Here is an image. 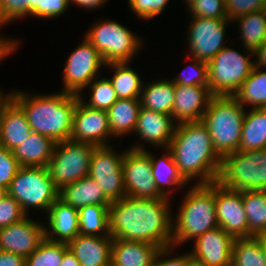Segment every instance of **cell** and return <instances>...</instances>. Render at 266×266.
<instances>
[{"mask_svg":"<svg viewBox=\"0 0 266 266\" xmlns=\"http://www.w3.org/2000/svg\"><path fill=\"white\" fill-rule=\"evenodd\" d=\"M126 196L137 199H163L153 175L150 155L144 146H134L125 151L122 160Z\"/></svg>","mask_w":266,"mask_h":266,"instance_id":"cell-11","label":"cell"},{"mask_svg":"<svg viewBox=\"0 0 266 266\" xmlns=\"http://www.w3.org/2000/svg\"><path fill=\"white\" fill-rule=\"evenodd\" d=\"M174 247H175L174 245H171L160 248V250L157 252L154 258L152 266H187L189 261L192 259L191 252L173 258L172 257L167 259L164 258L166 257V255L169 254V252L172 253L171 250Z\"/></svg>","mask_w":266,"mask_h":266,"instance_id":"cell-47","label":"cell"},{"mask_svg":"<svg viewBox=\"0 0 266 266\" xmlns=\"http://www.w3.org/2000/svg\"><path fill=\"white\" fill-rule=\"evenodd\" d=\"M10 97L24 111L33 132L47 136L55 143L70 139L79 95L61 91L29 97L26 92L12 91Z\"/></svg>","mask_w":266,"mask_h":266,"instance_id":"cell-3","label":"cell"},{"mask_svg":"<svg viewBox=\"0 0 266 266\" xmlns=\"http://www.w3.org/2000/svg\"><path fill=\"white\" fill-rule=\"evenodd\" d=\"M140 107V99H118L107 110L111 136L134 132Z\"/></svg>","mask_w":266,"mask_h":266,"instance_id":"cell-28","label":"cell"},{"mask_svg":"<svg viewBox=\"0 0 266 266\" xmlns=\"http://www.w3.org/2000/svg\"><path fill=\"white\" fill-rule=\"evenodd\" d=\"M68 245L44 239L39 247L26 258L25 266H59Z\"/></svg>","mask_w":266,"mask_h":266,"instance_id":"cell-37","label":"cell"},{"mask_svg":"<svg viewBox=\"0 0 266 266\" xmlns=\"http://www.w3.org/2000/svg\"><path fill=\"white\" fill-rule=\"evenodd\" d=\"M2 94L1 90H0V110L2 105L10 98V93L9 94Z\"/></svg>","mask_w":266,"mask_h":266,"instance_id":"cell-54","label":"cell"},{"mask_svg":"<svg viewBox=\"0 0 266 266\" xmlns=\"http://www.w3.org/2000/svg\"><path fill=\"white\" fill-rule=\"evenodd\" d=\"M94 148L93 144L71 139L55 144L47 169L58 191L89 175Z\"/></svg>","mask_w":266,"mask_h":266,"instance_id":"cell-9","label":"cell"},{"mask_svg":"<svg viewBox=\"0 0 266 266\" xmlns=\"http://www.w3.org/2000/svg\"><path fill=\"white\" fill-rule=\"evenodd\" d=\"M58 198L74 208L87 205H110L112 202L100 189V185L90 176H86L59 190Z\"/></svg>","mask_w":266,"mask_h":266,"instance_id":"cell-25","label":"cell"},{"mask_svg":"<svg viewBox=\"0 0 266 266\" xmlns=\"http://www.w3.org/2000/svg\"><path fill=\"white\" fill-rule=\"evenodd\" d=\"M32 221L28 216L0 229V250L12 252L25 259L45 239V226Z\"/></svg>","mask_w":266,"mask_h":266,"instance_id":"cell-17","label":"cell"},{"mask_svg":"<svg viewBox=\"0 0 266 266\" xmlns=\"http://www.w3.org/2000/svg\"><path fill=\"white\" fill-rule=\"evenodd\" d=\"M227 18L234 22L240 16L266 9V0H225Z\"/></svg>","mask_w":266,"mask_h":266,"instance_id":"cell-42","label":"cell"},{"mask_svg":"<svg viewBox=\"0 0 266 266\" xmlns=\"http://www.w3.org/2000/svg\"><path fill=\"white\" fill-rule=\"evenodd\" d=\"M168 198L137 199L126 196L109 206V231L113 239L157 245H172V224Z\"/></svg>","mask_w":266,"mask_h":266,"instance_id":"cell-1","label":"cell"},{"mask_svg":"<svg viewBox=\"0 0 266 266\" xmlns=\"http://www.w3.org/2000/svg\"><path fill=\"white\" fill-rule=\"evenodd\" d=\"M125 151L117 154L110 145L95 146L90 161L89 175L105 193L115 202L126 197L122 160Z\"/></svg>","mask_w":266,"mask_h":266,"instance_id":"cell-12","label":"cell"},{"mask_svg":"<svg viewBox=\"0 0 266 266\" xmlns=\"http://www.w3.org/2000/svg\"><path fill=\"white\" fill-rule=\"evenodd\" d=\"M266 149V108L246 113L242 126L239 151Z\"/></svg>","mask_w":266,"mask_h":266,"instance_id":"cell-29","label":"cell"},{"mask_svg":"<svg viewBox=\"0 0 266 266\" xmlns=\"http://www.w3.org/2000/svg\"><path fill=\"white\" fill-rule=\"evenodd\" d=\"M105 65L99 51L85 38L66 61L62 91L81 95L82 89L96 78L101 66Z\"/></svg>","mask_w":266,"mask_h":266,"instance_id":"cell-13","label":"cell"},{"mask_svg":"<svg viewBox=\"0 0 266 266\" xmlns=\"http://www.w3.org/2000/svg\"><path fill=\"white\" fill-rule=\"evenodd\" d=\"M20 167L12 151L0 146V187L7 190Z\"/></svg>","mask_w":266,"mask_h":266,"instance_id":"cell-43","label":"cell"},{"mask_svg":"<svg viewBox=\"0 0 266 266\" xmlns=\"http://www.w3.org/2000/svg\"><path fill=\"white\" fill-rule=\"evenodd\" d=\"M257 237L260 239L261 244L266 251V231L261 232Z\"/></svg>","mask_w":266,"mask_h":266,"instance_id":"cell-53","label":"cell"},{"mask_svg":"<svg viewBox=\"0 0 266 266\" xmlns=\"http://www.w3.org/2000/svg\"><path fill=\"white\" fill-rule=\"evenodd\" d=\"M7 194V190L0 187V200Z\"/></svg>","mask_w":266,"mask_h":266,"instance_id":"cell-56","label":"cell"},{"mask_svg":"<svg viewBox=\"0 0 266 266\" xmlns=\"http://www.w3.org/2000/svg\"><path fill=\"white\" fill-rule=\"evenodd\" d=\"M88 87L91 90V98L84 104L91 108L107 111L118 100L109 78L92 81Z\"/></svg>","mask_w":266,"mask_h":266,"instance_id":"cell-38","label":"cell"},{"mask_svg":"<svg viewBox=\"0 0 266 266\" xmlns=\"http://www.w3.org/2000/svg\"><path fill=\"white\" fill-rule=\"evenodd\" d=\"M59 266H81V264L79 263V261L76 258V256L68 248L64 252V256H63L62 262L60 263Z\"/></svg>","mask_w":266,"mask_h":266,"instance_id":"cell-52","label":"cell"},{"mask_svg":"<svg viewBox=\"0 0 266 266\" xmlns=\"http://www.w3.org/2000/svg\"><path fill=\"white\" fill-rule=\"evenodd\" d=\"M70 5L69 0H35V17L51 19L58 17Z\"/></svg>","mask_w":266,"mask_h":266,"instance_id":"cell-46","label":"cell"},{"mask_svg":"<svg viewBox=\"0 0 266 266\" xmlns=\"http://www.w3.org/2000/svg\"><path fill=\"white\" fill-rule=\"evenodd\" d=\"M242 202L248 219V237L266 231V190H244Z\"/></svg>","mask_w":266,"mask_h":266,"instance_id":"cell-31","label":"cell"},{"mask_svg":"<svg viewBox=\"0 0 266 266\" xmlns=\"http://www.w3.org/2000/svg\"><path fill=\"white\" fill-rule=\"evenodd\" d=\"M218 226L234 239L248 237V219L242 202V191L225 188L215 182Z\"/></svg>","mask_w":266,"mask_h":266,"instance_id":"cell-15","label":"cell"},{"mask_svg":"<svg viewBox=\"0 0 266 266\" xmlns=\"http://www.w3.org/2000/svg\"><path fill=\"white\" fill-rule=\"evenodd\" d=\"M30 14L35 16V0H0V28Z\"/></svg>","mask_w":266,"mask_h":266,"instance_id":"cell-39","label":"cell"},{"mask_svg":"<svg viewBox=\"0 0 266 266\" xmlns=\"http://www.w3.org/2000/svg\"><path fill=\"white\" fill-rule=\"evenodd\" d=\"M176 221V222H175ZM172 224V245L196 240L208 230L218 227L215 182L194 185L187 191Z\"/></svg>","mask_w":266,"mask_h":266,"instance_id":"cell-4","label":"cell"},{"mask_svg":"<svg viewBox=\"0 0 266 266\" xmlns=\"http://www.w3.org/2000/svg\"><path fill=\"white\" fill-rule=\"evenodd\" d=\"M47 215L49 228L45 227L46 239L68 244L80 234L77 208L58 198L49 207Z\"/></svg>","mask_w":266,"mask_h":266,"instance_id":"cell-22","label":"cell"},{"mask_svg":"<svg viewBox=\"0 0 266 266\" xmlns=\"http://www.w3.org/2000/svg\"><path fill=\"white\" fill-rule=\"evenodd\" d=\"M84 101L79 95L70 139L95 146L109 145L107 138L110 137L111 131L107 111L91 108L84 104Z\"/></svg>","mask_w":266,"mask_h":266,"instance_id":"cell-16","label":"cell"},{"mask_svg":"<svg viewBox=\"0 0 266 266\" xmlns=\"http://www.w3.org/2000/svg\"><path fill=\"white\" fill-rule=\"evenodd\" d=\"M231 266H266V251L257 236L234 240Z\"/></svg>","mask_w":266,"mask_h":266,"instance_id":"cell-36","label":"cell"},{"mask_svg":"<svg viewBox=\"0 0 266 266\" xmlns=\"http://www.w3.org/2000/svg\"><path fill=\"white\" fill-rule=\"evenodd\" d=\"M188 32L191 57L209 63L223 47L228 18L191 17Z\"/></svg>","mask_w":266,"mask_h":266,"instance_id":"cell-14","label":"cell"},{"mask_svg":"<svg viewBox=\"0 0 266 266\" xmlns=\"http://www.w3.org/2000/svg\"><path fill=\"white\" fill-rule=\"evenodd\" d=\"M128 62L109 63L105 66L114 68V75L110 82L118 96V99H139L143 88V82L138 73L128 66Z\"/></svg>","mask_w":266,"mask_h":266,"instance_id":"cell-32","label":"cell"},{"mask_svg":"<svg viewBox=\"0 0 266 266\" xmlns=\"http://www.w3.org/2000/svg\"><path fill=\"white\" fill-rule=\"evenodd\" d=\"M234 240L219 226L208 230L194 240L192 258L203 266H231Z\"/></svg>","mask_w":266,"mask_h":266,"instance_id":"cell-18","label":"cell"},{"mask_svg":"<svg viewBox=\"0 0 266 266\" xmlns=\"http://www.w3.org/2000/svg\"><path fill=\"white\" fill-rule=\"evenodd\" d=\"M159 250L151 243L113 239L111 266H152Z\"/></svg>","mask_w":266,"mask_h":266,"instance_id":"cell-24","label":"cell"},{"mask_svg":"<svg viewBox=\"0 0 266 266\" xmlns=\"http://www.w3.org/2000/svg\"><path fill=\"white\" fill-rule=\"evenodd\" d=\"M112 243L111 236L79 234L67 245L81 266H111Z\"/></svg>","mask_w":266,"mask_h":266,"instance_id":"cell-23","label":"cell"},{"mask_svg":"<svg viewBox=\"0 0 266 266\" xmlns=\"http://www.w3.org/2000/svg\"><path fill=\"white\" fill-rule=\"evenodd\" d=\"M32 132L24 111L10 97L0 110V146L12 151Z\"/></svg>","mask_w":266,"mask_h":266,"instance_id":"cell-21","label":"cell"},{"mask_svg":"<svg viewBox=\"0 0 266 266\" xmlns=\"http://www.w3.org/2000/svg\"><path fill=\"white\" fill-rule=\"evenodd\" d=\"M254 55L257 60L254 61V66L264 69L266 67V41L254 51Z\"/></svg>","mask_w":266,"mask_h":266,"instance_id":"cell-50","label":"cell"},{"mask_svg":"<svg viewBox=\"0 0 266 266\" xmlns=\"http://www.w3.org/2000/svg\"><path fill=\"white\" fill-rule=\"evenodd\" d=\"M169 0H128V6L139 18L148 20L158 16Z\"/></svg>","mask_w":266,"mask_h":266,"instance_id":"cell-45","label":"cell"},{"mask_svg":"<svg viewBox=\"0 0 266 266\" xmlns=\"http://www.w3.org/2000/svg\"><path fill=\"white\" fill-rule=\"evenodd\" d=\"M151 158V166H152V175L155 181V184L159 190V192L166 198H169L170 189L165 190L166 187H173L178 188L181 187L187 182L182 178L179 174L178 168L174 162L172 153L167 148V155L166 153L162 155V158L155 159L151 153L145 150ZM166 155V156H165Z\"/></svg>","mask_w":266,"mask_h":266,"instance_id":"cell-30","label":"cell"},{"mask_svg":"<svg viewBox=\"0 0 266 266\" xmlns=\"http://www.w3.org/2000/svg\"><path fill=\"white\" fill-rule=\"evenodd\" d=\"M55 142L42 134L32 132L28 138L12 150L20 166L47 167Z\"/></svg>","mask_w":266,"mask_h":266,"instance_id":"cell-26","label":"cell"},{"mask_svg":"<svg viewBox=\"0 0 266 266\" xmlns=\"http://www.w3.org/2000/svg\"><path fill=\"white\" fill-rule=\"evenodd\" d=\"M86 38L101 54L105 64L131 61L141 40L116 21H101L86 32Z\"/></svg>","mask_w":266,"mask_h":266,"instance_id":"cell-10","label":"cell"},{"mask_svg":"<svg viewBox=\"0 0 266 266\" xmlns=\"http://www.w3.org/2000/svg\"><path fill=\"white\" fill-rule=\"evenodd\" d=\"M25 264L24 257L0 250V266H25Z\"/></svg>","mask_w":266,"mask_h":266,"instance_id":"cell-48","label":"cell"},{"mask_svg":"<svg viewBox=\"0 0 266 266\" xmlns=\"http://www.w3.org/2000/svg\"><path fill=\"white\" fill-rule=\"evenodd\" d=\"M188 9L192 17L227 18L225 0H197Z\"/></svg>","mask_w":266,"mask_h":266,"instance_id":"cell-41","label":"cell"},{"mask_svg":"<svg viewBox=\"0 0 266 266\" xmlns=\"http://www.w3.org/2000/svg\"><path fill=\"white\" fill-rule=\"evenodd\" d=\"M209 86L175 84L172 117L177 124L202 120L212 98Z\"/></svg>","mask_w":266,"mask_h":266,"instance_id":"cell-19","label":"cell"},{"mask_svg":"<svg viewBox=\"0 0 266 266\" xmlns=\"http://www.w3.org/2000/svg\"><path fill=\"white\" fill-rule=\"evenodd\" d=\"M141 107L172 115L175 100V84L172 80H158L151 82L140 93Z\"/></svg>","mask_w":266,"mask_h":266,"instance_id":"cell-27","label":"cell"},{"mask_svg":"<svg viewBox=\"0 0 266 266\" xmlns=\"http://www.w3.org/2000/svg\"><path fill=\"white\" fill-rule=\"evenodd\" d=\"M71 1L79 6L84 7L85 9H97L103 5L104 2H106V0H69V3Z\"/></svg>","mask_w":266,"mask_h":266,"instance_id":"cell-51","label":"cell"},{"mask_svg":"<svg viewBox=\"0 0 266 266\" xmlns=\"http://www.w3.org/2000/svg\"><path fill=\"white\" fill-rule=\"evenodd\" d=\"M247 51L248 56H245L223 47L207 63L208 86L213 96H234L240 89L254 67V61L249 58L254 56V51Z\"/></svg>","mask_w":266,"mask_h":266,"instance_id":"cell-7","label":"cell"},{"mask_svg":"<svg viewBox=\"0 0 266 266\" xmlns=\"http://www.w3.org/2000/svg\"><path fill=\"white\" fill-rule=\"evenodd\" d=\"M187 266H203L199 261H196L195 259H191Z\"/></svg>","mask_w":266,"mask_h":266,"instance_id":"cell-55","label":"cell"},{"mask_svg":"<svg viewBox=\"0 0 266 266\" xmlns=\"http://www.w3.org/2000/svg\"><path fill=\"white\" fill-rule=\"evenodd\" d=\"M109 206L110 205H87L79 208L78 216L80 234L90 236H110Z\"/></svg>","mask_w":266,"mask_h":266,"instance_id":"cell-34","label":"cell"},{"mask_svg":"<svg viewBox=\"0 0 266 266\" xmlns=\"http://www.w3.org/2000/svg\"><path fill=\"white\" fill-rule=\"evenodd\" d=\"M18 46V42L12 39H3V37L0 36V61L6 56L12 54Z\"/></svg>","mask_w":266,"mask_h":266,"instance_id":"cell-49","label":"cell"},{"mask_svg":"<svg viewBox=\"0 0 266 266\" xmlns=\"http://www.w3.org/2000/svg\"><path fill=\"white\" fill-rule=\"evenodd\" d=\"M7 194L13 197L28 215V208H39L48 212L58 199L59 191L50 178L47 167L21 166L10 182Z\"/></svg>","mask_w":266,"mask_h":266,"instance_id":"cell-8","label":"cell"},{"mask_svg":"<svg viewBox=\"0 0 266 266\" xmlns=\"http://www.w3.org/2000/svg\"><path fill=\"white\" fill-rule=\"evenodd\" d=\"M176 124L171 115L140 107L134 131L145 142L167 149L174 135Z\"/></svg>","mask_w":266,"mask_h":266,"instance_id":"cell-20","label":"cell"},{"mask_svg":"<svg viewBox=\"0 0 266 266\" xmlns=\"http://www.w3.org/2000/svg\"><path fill=\"white\" fill-rule=\"evenodd\" d=\"M26 216L20 204L10 195L6 194L0 200V229L18 222Z\"/></svg>","mask_w":266,"mask_h":266,"instance_id":"cell-44","label":"cell"},{"mask_svg":"<svg viewBox=\"0 0 266 266\" xmlns=\"http://www.w3.org/2000/svg\"><path fill=\"white\" fill-rule=\"evenodd\" d=\"M240 24V36L246 50L255 51L266 41V9L235 19Z\"/></svg>","mask_w":266,"mask_h":266,"instance_id":"cell-35","label":"cell"},{"mask_svg":"<svg viewBox=\"0 0 266 266\" xmlns=\"http://www.w3.org/2000/svg\"><path fill=\"white\" fill-rule=\"evenodd\" d=\"M244 117L245 109L234 96H212L201 122L221 158L238 151Z\"/></svg>","mask_w":266,"mask_h":266,"instance_id":"cell-5","label":"cell"},{"mask_svg":"<svg viewBox=\"0 0 266 266\" xmlns=\"http://www.w3.org/2000/svg\"><path fill=\"white\" fill-rule=\"evenodd\" d=\"M197 0H186V2L188 3L187 6H191L194 2H196Z\"/></svg>","mask_w":266,"mask_h":266,"instance_id":"cell-57","label":"cell"},{"mask_svg":"<svg viewBox=\"0 0 266 266\" xmlns=\"http://www.w3.org/2000/svg\"><path fill=\"white\" fill-rule=\"evenodd\" d=\"M192 64L189 67H185L189 73H181L176 79H173L174 84L191 86V85H201L208 86V72L207 63L196 60L192 58ZM190 68V70H189Z\"/></svg>","mask_w":266,"mask_h":266,"instance_id":"cell-40","label":"cell"},{"mask_svg":"<svg viewBox=\"0 0 266 266\" xmlns=\"http://www.w3.org/2000/svg\"><path fill=\"white\" fill-rule=\"evenodd\" d=\"M217 182L232 190H266V149L224 156Z\"/></svg>","mask_w":266,"mask_h":266,"instance_id":"cell-6","label":"cell"},{"mask_svg":"<svg viewBox=\"0 0 266 266\" xmlns=\"http://www.w3.org/2000/svg\"><path fill=\"white\" fill-rule=\"evenodd\" d=\"M168 150L186 182L200 178L196 185H207L218 180L222 158L216 153L210 132L201 121L177 124Z\"/></svg>","mask_w":266,"mask_h":266,"instance_id":"cell-2","label":"cell"},{"mask_svg":"<svg viewBox=\"0 0 266 266\" xmlns=\"http://www.w3.org/2000/svg\"><path fill=\"white\" fill-rule=\"evenodd\" d=\"M234 97L243 107L266 108V71L254 66Z\"/></svg>","mask_w":266,"mask_h":266,"instance_id":"cell-33","label":"cell"}]
</instances>
